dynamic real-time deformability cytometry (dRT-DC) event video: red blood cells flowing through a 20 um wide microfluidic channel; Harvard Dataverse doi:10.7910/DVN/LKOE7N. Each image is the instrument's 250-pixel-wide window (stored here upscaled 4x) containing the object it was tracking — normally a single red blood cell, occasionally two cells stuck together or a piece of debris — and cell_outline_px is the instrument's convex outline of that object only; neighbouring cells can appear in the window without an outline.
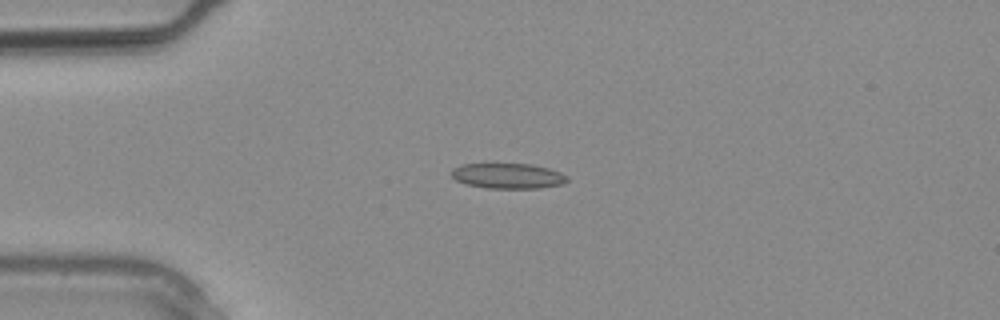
{"species": "common noctule bat (a hibernating species)", "species_latin": "Nyctalus noctula", "temperature_condition": "warm", "stored_images_in_passage": 2, "camera_frame_rate_fps": 3000, "um_per_image_px": 0.085, "animal": {"sex": "male", "body_mass_g": 20.4}, "frame": {"image": 1, "passage_image": 2, "time_ms": 0.333, "image_size_px": [1000, 320], "cell_outline_px": [[568, 180], [564, 184], [540, 188], [484, 188], [464, 184], [456, 180], [452, 176], [452, 168], [464, 164], [492, 160], [532, 164], [548, 168], [560, 172], [568, 176]], "centroid_in_image_um": [43.13, 14.9], "position_along_channel_um": 41.9, "area_um2": 18.15}}